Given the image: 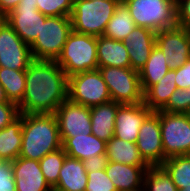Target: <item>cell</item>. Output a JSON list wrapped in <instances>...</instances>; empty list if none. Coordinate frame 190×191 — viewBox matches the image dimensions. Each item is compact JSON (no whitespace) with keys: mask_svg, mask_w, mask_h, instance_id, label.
I'll return each mask as SVG.
<instances>
[{"mask_svg":"<svg viewBox=\"0 0 190 191\" xmlns=\"http://www.w3.org/2000/svg\"><path fill=\"white\" fill-rule=\"evenodd\" d=\"M16 191H51L39 161L17 157L11 162Z\"/></svg>","mask_w":190,"mask_h":191,"instance_id":"16","label":"cell"},{"mask_svg":"<svg viewBox=\"0 0 190 191\" xmlns=\"http://www.w3.org/2000/svg\"><path fill=\"white\" fill-rule=\"evenodd\" d=\"M176 4L179 2V1H181V0H173Z\"/></svg>","mask_w":190,"mask_h":191,"instance_id":"47","label":"cell"},{"mask_svg":"<svg viewBox=\"0 0 190 191\" xmlns=\"http://www.w3.org/2000/svg\"><path fill=\"white\" fill-rule=\"evenodd\" d=\"M4 162H5V161L0 158V166H1Z\"/></svg>","mask_w":190,"mask_h":191,"instance_id":"46","label":"cell"},{"mask_svg":"<svg viewBox=\"0 0 190 191\" xmlns=\"http://www.w3.org/2000/svg\"><path fill=\"white\" fill-rule=\"evenodd\" d=\"M66 155L84 161L95 155L106 154V143L94 134L60 137Z\"/></svg>","mask_w":190,"mask_h":191,"instance_id":"19","label":"cell"},{"mask_svg":"<svg viewBox=\"0 0 190 191\" xmlns=\"http://www.w3.org/2000/svg\"><path fill=\"white\" fill-rule=\"evenodd\" d=\"M68 99L86 107L112 101L107 85L98 69L68 77Z\"/></svg>","mask_w":190,"mask_h":191,"instance_id":"7","label":"cell"},{"mask_svg":"<svg viewBox=\"0 0 190 191\" xmlns=\"http://www.w3.org/2000/svg\"><path fill=\"white\" fill-rule=\"evenodd\" d=\"M149 167L108 161L105 172L117 191H143L144 176Z\"/></svg>","mask_w":190,"mask_h":191,"instance_id":"18","label":"cell"},{"mask_svg":"<svg viewBox=\"0 0 190 191\" xmlns=\"http://www.w3.org/2000/svg\"><path fill=\"white\" fill-rule=\"evenodd\" d=\"M177 25L190 26V0H181L176 4Z\"/></svg>","mask_w":190,"mask_h":191,"instance_id":"38","label":"cell"},{"mask_svg":"<svg viewBox=\"0 0 190 191\" xmlns=\"http://www.w3.org/2000/svg\"><path fill=\"white\" fill-rule=\"evenodd\" d=\"M185 114H186L188 120L190 121V107L188 108V110L186 111Z\"/></svg>","mask_w":190,"mask_h":191,"instance_id":"42","label":"cell"},{"mask_svg":"<svg viewBox=\"0 0 190 191\" xmlns=\"http://www.w3.org/2000/svg\"><path fill=\"white\" fill-rule=\"evenodd\" d=\"M46 17L38 11L36 0H21L4 19L26 44L31 45L40 34Z\"/></svg>","mask_w":190,"mask_h":191,"instance_id":"11","label":"cell"},{"mask_svg":"<svg viewBox=\"0 0 190 191\" xmlns=\"http://www.w3.org/2000/svg\"><path fill=\"white\" fill-rule=\"evenodd\" d=\"M152 112L143 102L121 104L116 112L114 137L136 143L140 127Z\"/></svg>","mask_w":190,"mask_h":191,"instance_id":"15","label":"cell"},{"mask_svg":"<svg viewBox=\"0 0 190 191\" xmlns=\"http://www.w3.org/2000/svg\"><path fill=\"white\" fill-rule=\"evenodd\" d=\"M143 191H178L161 166H150L144 176Z\"/></svg>","mask_w":190,"mask_h":191,"instance_id":"30","label":"cell"},{"mask_svg":"<svg viewBox=\"0 0 190 191\" xmlns=\"http://www.w3.org/2000/svg\"><path fill=\"white\" fill-rule=\"evenodd\" d=\"M107 155L101 154V155H95L93 157H90L83 161L84 168L86 172L90 171H100L106 168L107 165Z\"/></svg>","mask_w":190,"mask_h":191,"instance_id":"39","label":"cell"},{"mask_svg":"<svg viewBox=\"0 0 190 191\" xmlns=\"http://www.w3.org/2000/svg\"><path fill=\"white\" fill-rule=\"evenodd\" d=\"M125 43L105 36L97 37L99 67L131 68Z\"/></svg>","mask_w":190,"mask_h":191,"instance_id":"20","label":"cell"},{"mask_svg":"<svg viewBox=\"0 0 190 191\" xmlns=\"http://www.w3.org/2000/svg\"><path fill=\"white\" fill-rule=\"evenodd\" d=\"M175 83L178 89H187L190 87V58L176 69Z\"/></svg>","mask_w":190,"mask_h":191,"instance_id":"37","label":"cell"},{"mask_svg":"<svg viewBox=\"0 0 190 191\" xmlns=\"http://www.w3.org/2000/svg\"><path fill=\"white\" fill-rule=\"evenodd\" d=\"M85 191H117L108 177L105 169L87 172V186Z\"/></svg>","mask_w":190,"mask_h":191,"instance_id":"34","label":"cell"},{"mask_svg":"<svg viewBox=\"0 0 190 191\" xmlns=\"http://www.w3.org/2000/svg\"><path fill=\"white\" fill-rule=\"evenodd\" d=\"M18 106L12 102L0 103V130L9 125L19 116Z\"/></svg>","mask_w":190,"mask_h":191,"instance_id":"35","label":"cell"},{"mask_svg":"<svg viewBox=\"0 0 190 191\" xmlns=\"http://www.w3.org/2000/svg\"><path fill=\"white\" fill-rule=\"evenodd\" d=\"M121 104L110 101L90 107L91 131L97 138L108 142L115 131V117Z\"/></svg>","mask_w":190,"mask_h":191,"instance_id":"21","label":"cell"},{"mask_svg":"<svg viewBox=\"0 0 190 191\" xmlns=\"http://www.w3.org/2000/svg\"><path fill=\"white\" fill-rule=\"evenodd\" d=\"M120 1L74 0L70 15L72 30L95 37L102 36Z\"/></svg>","mask_w":190,"mask_h":191,"instance_id":"3","label":"cell"},{"mask_svg":"<svg viewBox=\"0 0 190 191\" xmlns=\"http://www.w3.org/2000/svg\"><path fill=\"white\" fill-rule=\"evenodd\" d=\"M62 148L56 115L22 114V147L19 157L40 161Z\"/></svg>","mask_w":190,"mask_h":191,"instance_id":"2","label":"cell"},{"mask_svg":"<svg viewBox=\"0 0 190 191\" xmlns=\"http://www.w3.org/2000/svg\"><path fill=\"white\" fill-rule=\"evenodd\" d=\"M2 102H9V101L7 99L3 86L0 84V103Z\"/></svg>","mask_w":190,"mask_h":191,"instance_id":"41","label":"cell"},{"mask_svg":"<svg viewBox=\"0 0 190 191\" xmlns=\"http://www.w3.org/2000/svg\"><path fill=\"white\" fill-rule=\"evenodd\" d=\"M160 48L170 69L181 67L190 58V39L186 27L174 26L156 32Z\"/></svg>","mask_w":190,"mask_h":191,"instance_id":"12","label":"cell"},{"mask_svg":"<svg viewBox=\"0 0 190 191\" xmlns=\"http://www.w3.org/2000/svg\"><path fill=\"white\" fill-rule=\"evenodd\" d=\"M32 60L30 45L4 19L0 24V67L26 70Z\"/></svg>","mask_w":190,"mask_h":191,"instance_id":"10","label":"cell"},{"mask_svg":"<svg viewBox=\"0 0 190 191\" xmlns=\"http://www.w3.org/2000/svg\"><path fill=\"white\" fill-rule=\"evenodd\" d=\"M160 166L167 172L178 190L190 188V154L169 157Z\"/></svg>","mask_w":190,"mask_h":191,"instance_id":"29","label":"cell"},{"mask_svg":"<svg viewBox=\"0 0 190 191\" xmlns=\"http://www.w3.org/2000/svg\"><path fill=\"white\" fill-rule=\"evenodd\" d=\"M107 160L131 166H150L141 156L136 143L112 137L106 143Z\"/></svg>","mask_w":190,"mask_h":191,"instance_id":"24","label":"cell"},{"mask_svg":"<svg viewBox=\"0 0 190 191\" xmlns=\"http://www.w3.org/2000/svg\"><path fill=\"white\" fill-rule=\"evenodd\" d=\"M74 0H36L38 11L45 16L70 17Z\"/></svg>","mask_w":190,"mask_h":191,"instance_id":"32","label":"cell"},{"mask_svg":"<svg viewBox=\"0 0 190 191\" xmlns=\"http://www.w3.org/2000/svg\"><path fill=\"white\" fill-rule=\"evenodd\" d=\"M22 147V114L0 130V158L12 162L19 157Z\"/></svg>","mask_w":190,"mask_h":191,"instance_id":"25","label":"cell"},{"mask_svg":"<svg viewBox=\"0 0 190 191\" xmlns=\"http://www.w3.org/2000/svg\"><path fill=\"white\" fill-rule=\"evenodd\" d=\"M51 191H60V190H57V189H55V188H52V190Z\"/></svg>","mask_w":190,"mask_h":191,"instance_id":"48","label":"cell"},{"mask_svg":"<svg viewBox=\"0 0 190 191\" xmlns=\"http://www.w3.org/2000/svg\"><path fill=\"white\" fill-rule=\"evenodd\" d=\"M65 157V151L63 148H60L54 152L48 153L39 161L41 171L51 188H54L57 185L59 172Z\"/></svg>","mask_w":190,"mask_h":191,"instance_id":"31","label":"cell"},{"mask_svg":"<svg viewBox=\"0 0 190 191\" xmlns=\"http://www.w3.org/2000/svg\"><path fill=\"white\" fill-rule=\"evenodd\" d=\"M4 20V17L0 14V24Z\"/></svg>","mask_w":190,"mask_h":191,"instance_id":"45","label":"cell"},{"mask_svg":"<svg viewBox=\"0 0 190 191\" xmlns=\"http://www.w3.org/2000/svg\"><path fill=\"white\" fill-rule=\"evenodd\" d=\"M136 26L158 32L177 26L173 0H123Z\"/></svg>","mask_w":190,"mask_h":191,"instance_id":"5","label":"cell"},{"mask_svg":"<svg viewBox=\"0 0 190 191\" xmlns=\"http://www.w3.org/2000/svg\"><path fill=\"white\" fill-rule=\"evenodd\" d=\"M21 0H0V14L5 17L13 11Z\"/></svg>","mask_w":190,"mask_h":191,"instance_id":"40","label":"cell"},{"mask_svg":"<svg viewBox=\"0 0 190 191\" xmlns=\"http://www.w3.org/2000/svg\"><path fill=\"white\" fill-rule=\"evenodd\" d=\"M190 107V87L176 89L170 96L168 103L161 109L169 113L185 114Z\"/></svg>","mask_w":190,"mask_h":191,"instance_id":"33","label":"cell"},{"mask_svg":"<svg viewBox=\"0 0 190 191\" xmlns=\"http://www.w3.org/2000/svg\"><path fill=\"white\" fill-rule=\"evenodd\" d=\"M176 69H170L156 84L143 93V103L151 110H161L177 88L175 83Z\"/></svg>","mask_w":190,"mask_h":191,"instance_id":"23","label":"cell"},{"mask_svg":"<svg viewBox=\"0 0 190 191\" xmlns=\"http://www.w3.org/2000/svg\"><path fill=\"white\" fill-rule=\"evenodd\" d=\"M112 101L119 104L143 102L139 72L132 68L98 67Z\"/></svg>","mask_w":190,"mask_h":191,"instance_id":"8","label":"cell"},{"mask_svg":"<svg viewBox=\"0 0 190 191\" xmlns=\"http://www.w3.org/2000/svg\"><path fill=\"white\" fill-rule=\"evenodd\" d=\"M72 31L70 17H46L42 23L40 34L30 45L33 59L57 60Z\"/></svg>","mask_w":190,"mask_h":191,"instance_id":"6","label":"cell"},{"mask_svg":"<svg viewBox=\"0 0 190 191\" xmlns=\"http://www.w3.org/2000/svg\"><path fill=\"white\" fill-rule=\"evenodd\" d=\"M60 137L85 136L92 133L90 107L64 101L54 113Z\"/></svg>","mask_w":190,"mask_h":191,"instance_id":"14","label":"cell"},{"mask_svg":"<svg viewBox=\"0 0 190 191\" xmlns=\"http://www.w3.org/2000/svg\"><path fill=\"white\" fill-rule=\"evenodd\" d=\"M0 84L5 90L8 101L18 106L25 93V70L0 67Z\"/></svg>","mask_w":190,"mask_h":191,"instance_id":"28","label":"cell"},{"mask_svg":"<svg viewBox=\"0 0 190 191\" xmlns=\"http://www.w3.org/2000/svg\"><path fill=\"white\" fill-rule=\"evenodd\" d=\"M123 42L128 49L131 68L139 72L156 45V32L149 28L135 26Z\"/></svg>","mask_w":190,"mask_h":191,"instance_id":"17","label":"cell"},{"mask_svg":"<svg viewBox=\"0 0 190 191\" xmlns=\"http://www.w3.org/2000/svg\"><path fill=\"white\" fill-rule=\"evenodd\" d=\"M135 26L128 7L123 1H120L114 11V15L107 23L103 36L124 41Z\"/></svg>","mask_w":190,"mask_h":191,"instance_id":"27","label":"cell"},{"mask_svg":"<svg viewBox=\"0 0 190 191\" xmlns=\"http://www.w3.org/2000/svg\"><path fill=\"white\" fill-rule=\"evenodd\" d=\"M68 99V76L56 60L33 59L25 70L20 114H51Z\"/></svg>","mask_w":190,"mask_h":191,"instance_id":"1","label":"cell"},{"mask_svg":"<svg viewBox=\"0 0 190 191\" xmlns=\"http://www.w3.org/2000/svg\"><path fill=\"white\" fill-rule=\"evenodd\" d=\"M56 61L68 77L98 69L97 37L72 31Z\"/></svg>","mask_w":190,"mask_h":191,"instance_id":"4","label":"cell"},{"mask_svg":"<svg viewBox=\"0 0 190 191\" xmlns=\"http://www.w3.org/2000/svg\"><path fill=\"white\" fill-rule=\"evenodd\" d=\"M86 186L87 172L83 161L66 155L54 188L60 191H85Z\"/></svg>","mask_w":190,"mask_h":191,"instance_id":"22","label":"cell"},{"mask_svg":"<svg viewBox=\"0 0 190 191\" xmlns=\"http://www.w3.org/2000/svg\"><path fill=\"white\" fill-rule=\"evenodd\" d=\"M169 70L163 51L155 45L146 64L139 71L143 93L150 86L158 83Z\"/></svg>","mask_w":190,"mask_h":191,"instance_id":"26","label":"cell"},{"mask_svg":"<svg viewBox=\"0 0 190 191\" xmlns=\"http://www.w3.org/2000/svg\"><path fill=\"white\" fill-rule=\"evenodd\" d=\"M160 116L164 161L172 156L190 154V121L186 114L156 111Z\"/></svg>","mask_w":190,"mask_h":191,"instance_id":"9","label":"cell"},{"mask_svg":"<svg viewBox=\"0 0 190 191\" xmlns=\"http://www.w3.org/2000/svg\"><path fill=\"white\" fill-rule=\"evenodd\" d=\"M0 191H16L11 162H4L0 166Z\"/></svg>","mask_w":190,"mask_h":191,"instance_id":"36","label":"cell"},{"mask_svg":"<svg viewBox=\"0 0 190 191\" xmlns=\"http://www.w3.org/2000/svg\"><path fill=\"white\" fill-rule=\"evenodd\" d=\"M136 146L150 166H160L164 162L160 116L156 111L144 120L139 129Z\"/></svg>","mask_w":190,"mask_h":191,"instance_id":"13","label":"cell"},{"mask_svg":"<svg viewBox=\"0 0 190 191\" xmlns=\"http://www.w3.org/2000/svg\"><path fill=\"white\" fill-rule=\"evenodd\" d=\"M187 29V33H188V36H189V39H190V26L186 27Z\"/></svg>","mask_w":190,"mask_h":191,"instance_id":"43","label":"cell"},{"mask_svg":"<svg viewBox=\"0 0 190 191\" xmlns=\"http://www.w3.org/2000/svg\"><path fill=\"white\" fill-rule=\"evenodd\" d=\"M178 191H190V188L179 189Z\"/></svg>","mask_w":190,"mask_h":191,"instance_id":"44","label":"cell"}]
</instances>
